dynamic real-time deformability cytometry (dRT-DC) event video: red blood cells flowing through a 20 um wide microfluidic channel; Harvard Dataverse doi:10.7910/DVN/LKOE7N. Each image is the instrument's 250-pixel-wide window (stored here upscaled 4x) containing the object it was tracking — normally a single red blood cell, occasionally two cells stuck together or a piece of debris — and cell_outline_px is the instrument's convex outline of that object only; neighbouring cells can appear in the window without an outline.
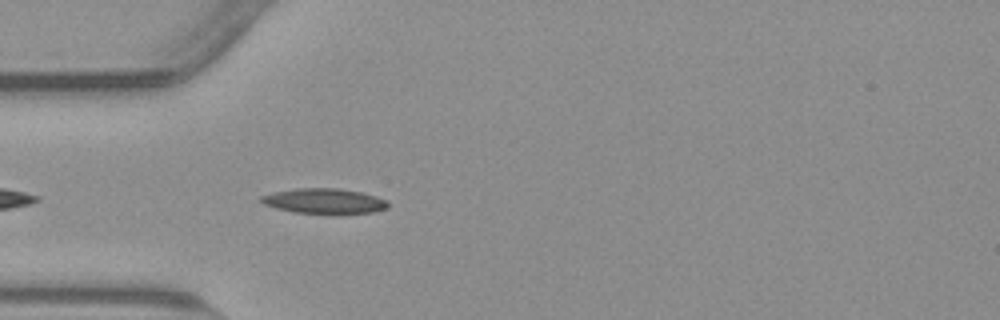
{"species": "common noctule bat (a hibernating species)", "species_latin": "Nyctalus noctula", "temperature_condition": "warm", "stored_images_in_passage": 41, "camera_frame_rate_fps": 3000, "um_per_image_px": 0.085, "animal": {"sex": "male", "body_mass_g": 23.1, "forearm_length_mm": 52.7}, "frame": {"image": 1, "passage_image": 3, "time_ms": 0.667, "image_size_px": [1000, 320], "cell_outline_px": [[388, 208], [372, 212], [296, 212], [276, 208], [264, 204], [256, 200], [260, 196], [276, 192], [296, 188], [336, 188], [360, 192], [376, 196], [388, 200]], "centroid_in_image_um": [27.53, 17.06], "position_along_channel_um": 57.5, "area_um2": 18.09}}
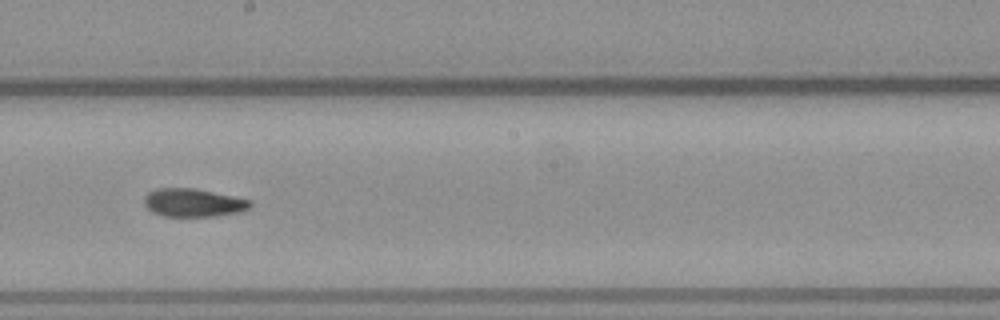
{"frame": {"image": 2, "passage_image": 17, "time_ms": 5.333, "image_size_px": [1000, 320], "cell_outline_px": [[252, 204], [248, 208], [236, 212], [216, 216], [164, 216], [152, 212], [144, 204], [144, 196], [148, 192], [156, 188], [192, 188], [252, 200]], "centroid_in_image_um": [16.38, 17.22], "position_along_channel_um": 231.8, "area_um2": 17.22}}
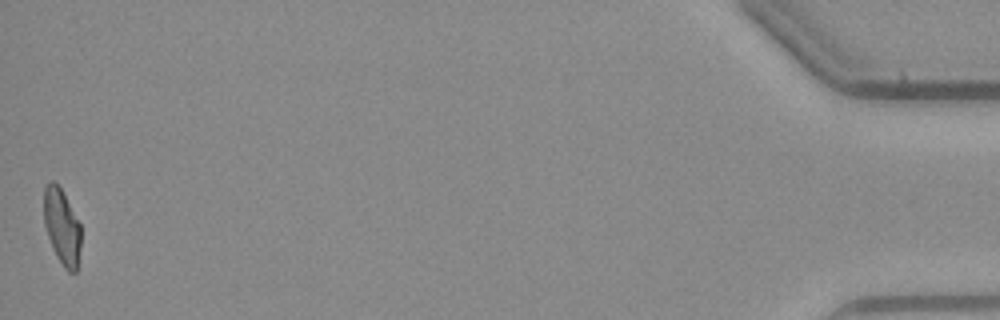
{"frame": {"image": 3, "passage_image": 41, "time_ms": 13.333, "image_size_px": [1000, 320], "cell_outline_px": [[80, 248], [76, 272], [68, 272], [64, 268], [56, 256], [52, 248], [44, 224], [44, 188], [52, 180], [60, 188], [80, 224]], "centroid_in_image_um": [5.25, 19.31], "position_along_channel_um": 429.9, "area_um2": 16.07}, "authors_computed_cell_mechanics": {"area_um2": 17.3978, "velocity_mm_per_s": 3.79, "shape_relaxation_time_tau1_ms": null, "shape_relaxation_time_tau2_ms": 4.451, "deformation_change_tau1": null, "deformation_change_tau2": 0.121}}